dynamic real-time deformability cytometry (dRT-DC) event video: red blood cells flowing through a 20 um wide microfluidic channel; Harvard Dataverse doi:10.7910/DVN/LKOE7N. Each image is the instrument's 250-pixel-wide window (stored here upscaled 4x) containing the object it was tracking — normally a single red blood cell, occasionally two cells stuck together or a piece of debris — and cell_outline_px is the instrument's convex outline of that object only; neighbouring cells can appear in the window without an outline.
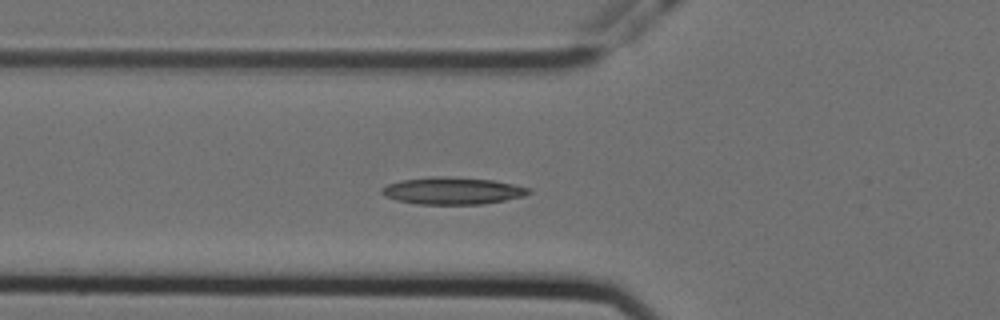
{"species": "Egyptian fruit bat (a non-hibernating species)", "species_latin": "Rousettus aegyptiacus", "temperature_condition": "cold", "stored_images_in_passage": 39, "camera_frame_rate_fps": 3000, "um_per_image_px": 0.085, "animal": {"sex": "female"}, "frame": {"image": 1, "passage_image": 2, "time_ms": 0.333, "image_size_px": [1000, 320], "cell_outline_px": [[532, 192], [524, 196], [504, 200], [480, 204], [416, 204], [396, 200], [384, 196], [380, 192], [380, 188], [388, 184], [400, 180], [432, 176], [448, 176], [492, 180], [532, 188]], "centroid_in_image_um": [38.43, 16.21], "position_along_channel_um": 87.4, "area_um2": 23.35}}
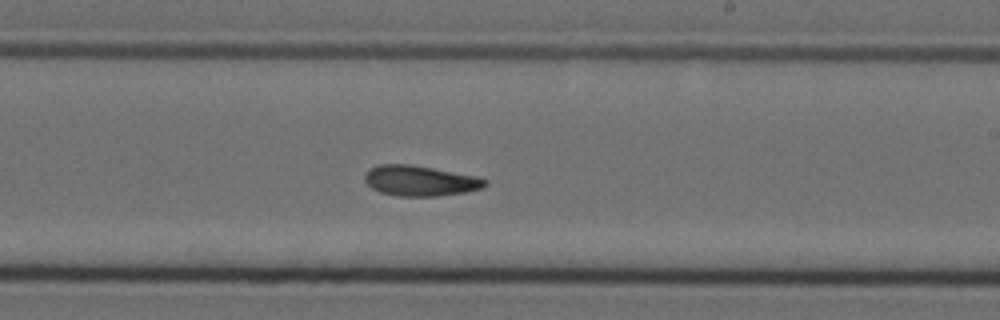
{"frame": {"image": 2, "passage_image": 16, "time_ms": 5.0, "image_size_px": [1000, 320], "cell_outline_px": [[488, 184], [480, 188], [468, 192], [436, 196], [396, 196], [380, 192], [372, 188], [364, 180], [364, 176], [368, 168], [376, 164], [412, 164], [476, 176], [488, 180]], "centroid_in_image_um": [35.68, 15.36], "position_along_channel_um": 253.3, "area_um2": 21.5}}
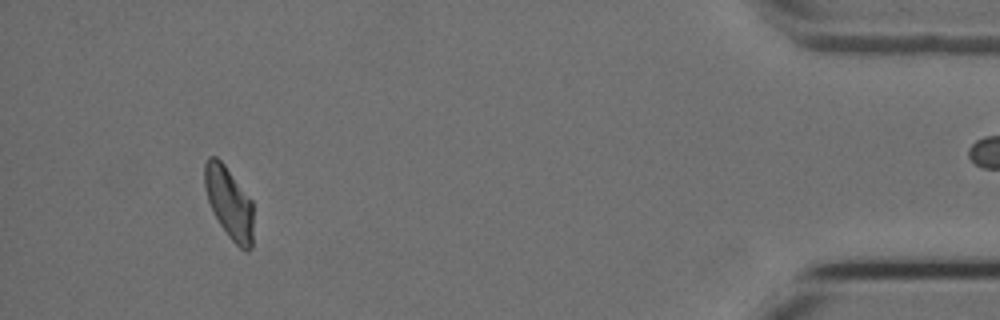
{"frame": {"image": 3, "passage_image": 35, "time_ms": 11.333, "image_size_px": [1000, 320], "cell_outline_px": [[252, 248], [248, 252], [244, 252], [228, 236], [220, 224], [208, 200], [204, 188], [204, 164], [208, 156], [216, 156], [224, 164], [252, 200]], "centroid_in_image_um": [19.47, 17.23], "position_along_channel_um": 415.7, "area_um2": 20.29}}